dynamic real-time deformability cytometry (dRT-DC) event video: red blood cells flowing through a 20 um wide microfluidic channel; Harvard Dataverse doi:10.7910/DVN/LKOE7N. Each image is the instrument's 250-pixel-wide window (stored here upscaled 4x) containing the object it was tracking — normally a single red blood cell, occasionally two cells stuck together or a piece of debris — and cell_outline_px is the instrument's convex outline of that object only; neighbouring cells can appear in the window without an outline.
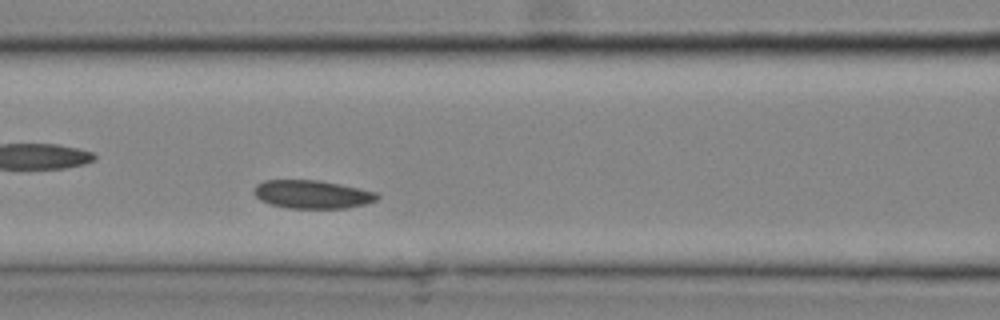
{"species": "common noctule bat (a hibernating species)", "species_latin": "Nyctalus noctula", "temperature_condition": "cold", "stored_images_in_passage": 13, "camera_frame_rate_fps": 3000, "um_per_image_px": 0.085, "animal": {"sex": "male", "body_mass_g": 20.4}, "frame": {"image": 1, "passage_image": 13, "time_ms": 4.0, "image_size_px": [1000, 320], "cell_outline_px": [[380, 196], [376, 200], [364, 204], [344, 208], [288, 208], [272, 204], [260, 200], [252, 192], [256, 184], [264, 180], [320, 180], [340, 184], [376, 192]], "centroid_in_image_um": [26.51, 16.51], "position_along_channel_um": 140.1, "area_um2": 20.23}}